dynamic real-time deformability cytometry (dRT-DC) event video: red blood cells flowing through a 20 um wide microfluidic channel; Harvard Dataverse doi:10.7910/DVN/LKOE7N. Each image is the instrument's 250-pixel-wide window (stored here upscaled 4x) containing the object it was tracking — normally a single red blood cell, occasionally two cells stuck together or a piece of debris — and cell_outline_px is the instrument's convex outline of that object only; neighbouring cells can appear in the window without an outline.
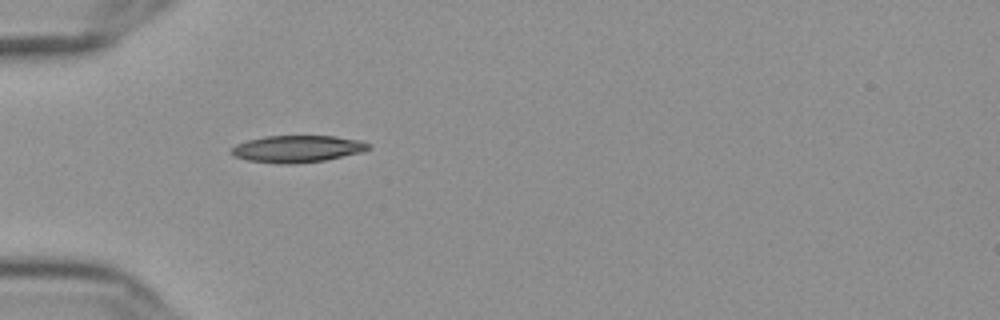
{"species": "Egyptian fruit bat (a non-hibernating species)", "species_latin": "Rousettus aegyptiacus", "temperature_condition": "cold", "stored_images_in_passage": 21, "camera_frame_rate_fps": 3000, "um_per_image_px": 0.085, "frame": {"image": 1, "passage_image": 1, "time_ms": 0.0, "image_size_px": [1000, 320], "cell_outline_px": [[372, 148], [364, 152], [324, 160], [296, 164], [276, 164], [248, 160], [232, 156], [228, 152], [236, 144], [248, 140], [264, 136], [332, 136], [360, 140], [372, 144]], "centroid_in_image_um": [25.28, 12.66], "position_along_channel_um": 59.7, "area_um2": 21.85}}